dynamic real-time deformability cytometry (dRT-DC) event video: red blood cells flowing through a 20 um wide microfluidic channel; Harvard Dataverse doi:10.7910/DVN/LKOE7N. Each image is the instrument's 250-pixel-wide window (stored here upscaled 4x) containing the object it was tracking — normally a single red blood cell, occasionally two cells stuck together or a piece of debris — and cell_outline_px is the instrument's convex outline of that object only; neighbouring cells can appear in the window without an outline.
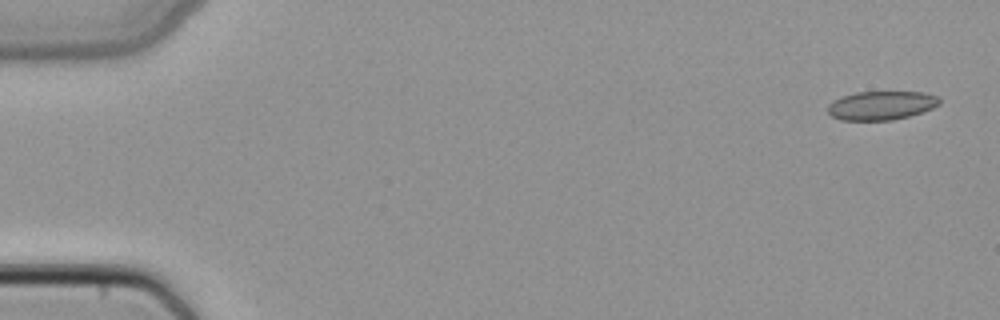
{"species": "common noctule bat (a hibernating species)", "species_latin": "Nyctalus noctula", "temperature_condition": "cold", "stored_images_in_passage": 6, "camera_frame_rate_fps": 3000, "um_per_image_px": 0.085, "animal": {"sex": "female", "body_mass_g": 22.7, "forearm_length_mm": 54.2}, "frame": {"image": 1, "passage_image": 1, "time_ms": 0.0, "image_size_px": [1000, 320], "cell_outline_px": [[940, 104], [932, 108], [908, 116], [892, 120], [840, 120], [832, 116], [828, 112], [828, 104], [832, 100], [856, 92], [924, 92], [940, 96]], "centroid_in_image_um": [74.91, 8.96], "position_along_channel_um": 10.1, "area_um2": 18.73}}
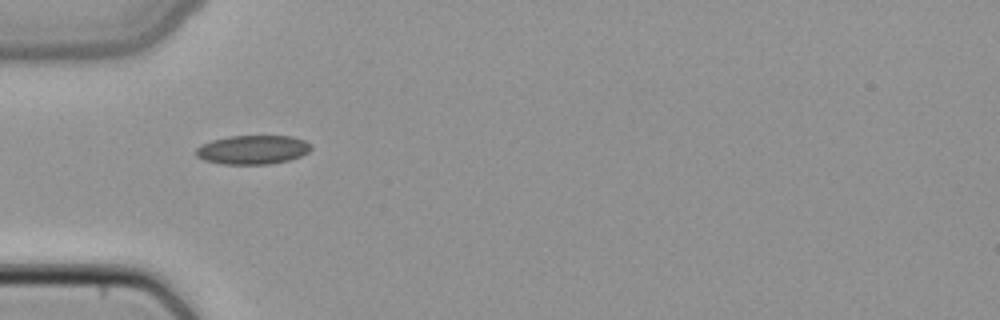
{"frame": {"image": 2, "passage_image": 4, "time_ms": 1.0, "image_size_px": [1000, 320], "cell_outline_px": [[312, 148], [308, 152], [300, 156], [288, 160], [268, 164], [220, 164], [204, 160], [196, 156], [196, 148], [200, 144], [212, 140], [228, 136], [292, 136], [304, 140], [312, 144]], "centroid_in_image_um": [21.47, 12.72], "position_along_channel_um": 63.5, "area_um2": 19.54}}
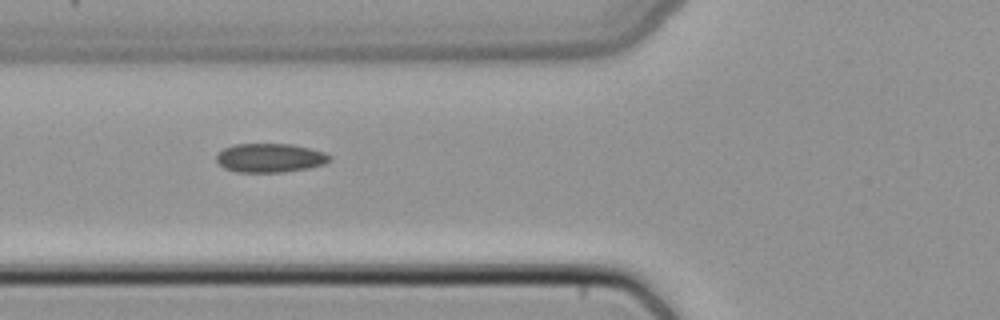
{"frame": {"image": 3, "passage_image": 5, "time_ms": 1.333, "image_size_px": [1000, 320], "cell_outline_px": [[332, 160], [324, 164], [308, 168], [284, 172], [236, 172], [224, 168], [216, 160], [216, 156], [224, 148], [236, 144], [292, 144], [324, 152], [332, 156]], "centroid_in_image_um": [22.97, 13.42], "position_along_channel_um": 102.8, "area_um2": 19.07}}